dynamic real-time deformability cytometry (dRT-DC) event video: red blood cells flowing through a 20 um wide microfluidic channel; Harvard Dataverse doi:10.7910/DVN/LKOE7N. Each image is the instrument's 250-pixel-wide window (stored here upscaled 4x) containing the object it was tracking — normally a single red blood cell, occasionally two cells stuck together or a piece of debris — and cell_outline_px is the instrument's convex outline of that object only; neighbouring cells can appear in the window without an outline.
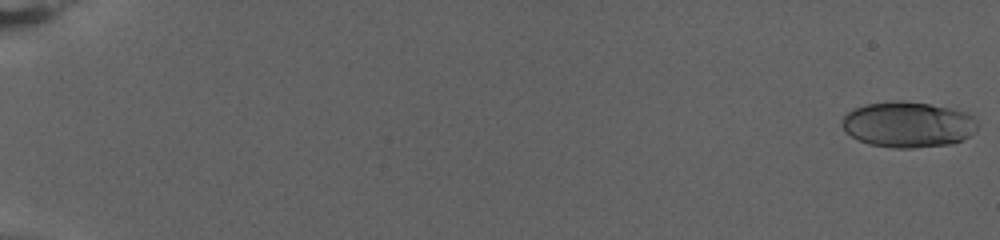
{"species": "human", "species_latin": "Homo sapiens", "temperature_condition": "warm", "stored_images_in_passage": 76, "camera_frame_rate_fps": 3000, "um_per_image_px": 0.085, "donor": {"sex": "female"}, "frame": {"image": 1, "passage_image": 1, "time_ms": 0.0, "image_size_px": [1000, 240], "cell_outline_px": [[976, 132], [952, 144], [912, 148], [892, 148], [868, 144], [852, 136], [840, 124], [844, 116], [852, 108], [864, 104], [900, 100], [928, 104], [968, 112], [976, 116]], "centroid_in_image_um": [77.19, 10.58], "position_along_channel_um": 7.8, "area_um2": 36.18}}
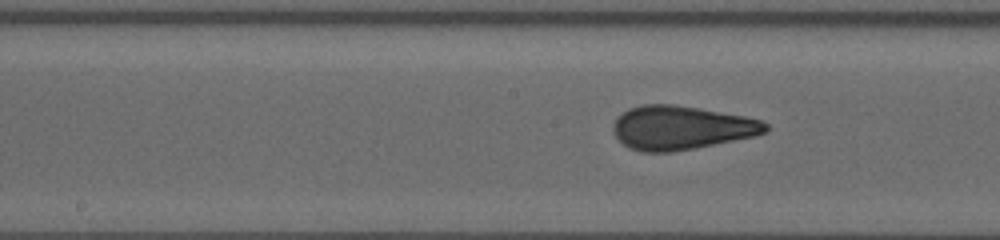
{"frame": {"image": 2, "passage_image": 42, "time_ms": 13.667, "image_size_px": [1000, 240], "cell_outline_px": [[768, 132], [756, 136], [672, 152], [640, 152], [628, 148], [612, 132], [612, 124], [616, 116], [628, 108], [644, 104], [672, 104], [744, 116], [760, 120], [768, 124]], "centroid_in_image_um": [57.86, 10.86], "position_along_channel_um": 190.3, "area_um2": 38.96}}
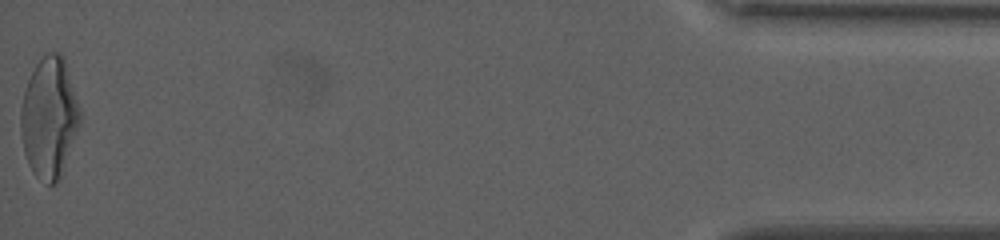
{"frame": {"image": 3, "passage_image": 76, "time_ms": 25.0, "image_size_px": [1000, 240], "cell_outline_px": [[80, 124], [60, 176], [56, 184], [48, 184], [36, 176], [32, 172], [28, 164], [24, 152], [20, 132], [20, 112], [24, 92], [28, 80], [36, 64], [48, 52], [60, 52], [64, 56], [80, 108]], "centroid_in_image_um": [4.18, 9.99], "position_along_channel_um": 431.0, "area_um2": 41.5}, "authors_computed_cell_mechanics": {"area_um2": 37.2232, "velocity_mm_per_s": 2.8558, "shape_relaxation_time_tau1_ms": 8.2057, "shape_relaxation_time_tau2_ms": null, "deformation_change_tau1": 0.2518, "deformation_change_tau2": null}}